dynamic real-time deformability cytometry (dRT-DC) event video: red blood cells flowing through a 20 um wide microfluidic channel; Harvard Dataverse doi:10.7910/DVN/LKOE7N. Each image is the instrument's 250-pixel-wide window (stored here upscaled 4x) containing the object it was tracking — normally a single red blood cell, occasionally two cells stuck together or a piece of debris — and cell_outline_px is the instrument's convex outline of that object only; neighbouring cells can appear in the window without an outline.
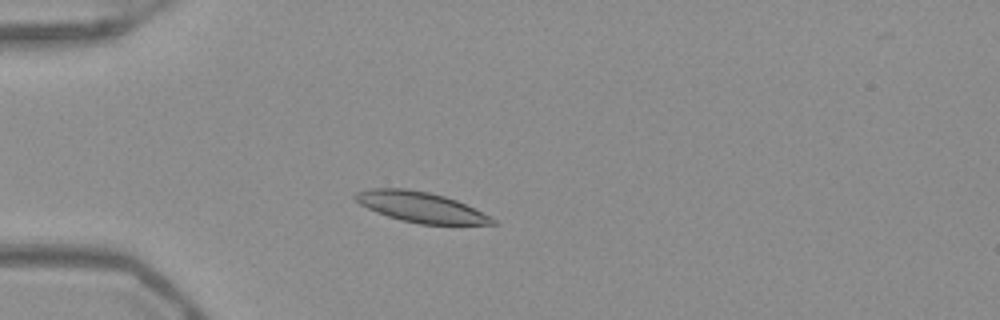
{"species": "Egyptian fruit bat (a non-hibernating species)", "species_latin": "Rousettus aegyptiacus", "temperature_condition": "warm", "stored_images_in_passage": 50, "camera_frame_rate_fps": 3000, "um_per_image_px": 0.085, "frame": {"image": 1, "passage_image": 12, "time_ms": 3.667, "image_size_px": [1000, 320], "cell_outline_px": [[496, 224], [420, 224], [400, 220], [376, 212], [360, 204], [352, 196], [356, 192], [372, 188], [404, 188], [428, 192], [444, 196], [456, 200], [496, 220]], "centroid_in_image_um": [35.7, 17.59], "position_along_channel_um": 49.3, "area_um2": 23.87}}
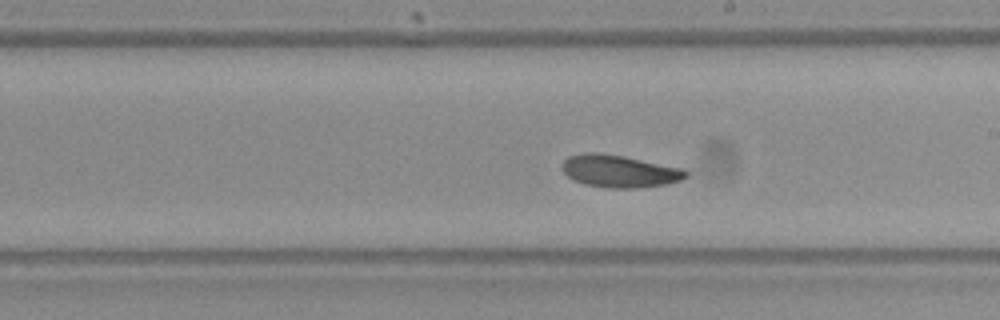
{"frame": {"image": 2, "passage_image": 28, "time_ms": 9.0, "image_size_px": [1000, 320], "cell_outline_px": [[688, 176], [680, 180], [668, 184], [632, 188], [604, 188], [584, 184], [572, 180], [564, 172], [564, 160], [568, 156], [584, 152], [596, 152], [624, 156], [684, 168], [688, 172]], "centroid_in_image_um": [52.67, 14.55], "position_along_channel_um": 236.3, "area_um2": 23.47}}
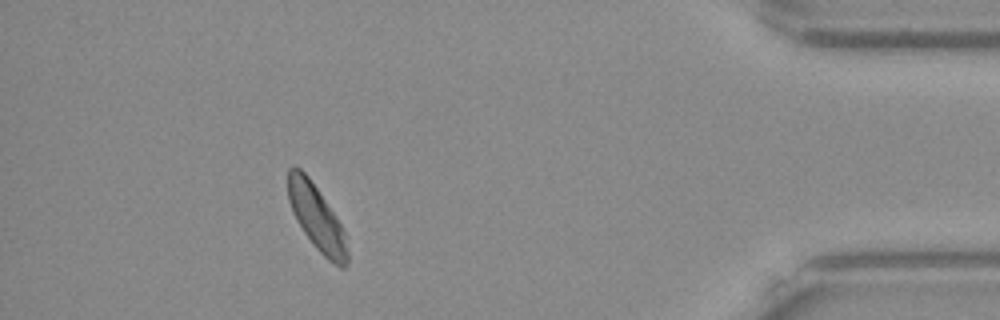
{"frame": {"image": 3, "passage_image": 45, "time_ms": 14.667, "image_size_px": [1000, 320], "cell_outline_px": [[348, 264], [344, 268], [340, 268], [332, 264], [316, 248], [304, 232], [288, 200], [288, 168], [292, 164], [300, 168], [308, 176], [336, 216], [344, 232], [348, 252]], "centroid_in_image_um": [26.93, 18.52], "position_along_channel_um": 408.3, "area_um2": 22.25}, "authors_computed_cell_mechanics": {"area_um2": 23.2645, "velocity_mm_per_s": 3.8788, "shape_relaxation_time_tau1_ms": 4.0737, "shape_relaxation_time_tau2_ms": 6.3344, "deformation_change_tau1": 0.1112, "deformation_change_tau2": 0.1515}}